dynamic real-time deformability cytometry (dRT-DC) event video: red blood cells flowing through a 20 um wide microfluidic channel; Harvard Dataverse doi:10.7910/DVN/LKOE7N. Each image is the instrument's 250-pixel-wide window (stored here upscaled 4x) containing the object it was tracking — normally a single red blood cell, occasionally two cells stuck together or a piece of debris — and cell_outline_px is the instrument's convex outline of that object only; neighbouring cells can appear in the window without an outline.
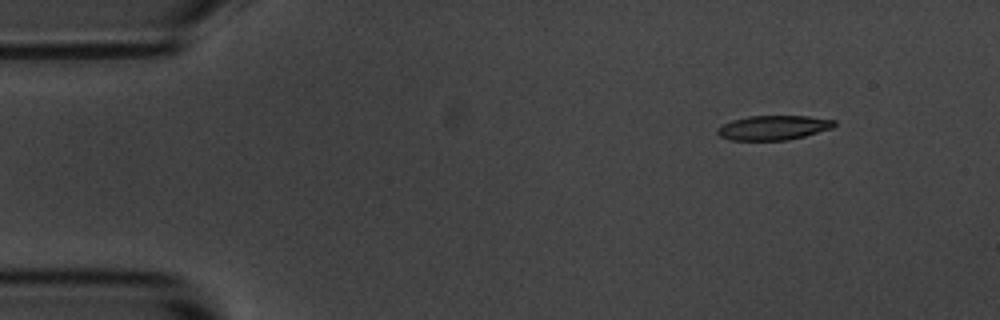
{"species": "common noctule bat (a hibernating species)", "species_latin": "Nyctalus noctula", "temperature_condition": "room temperature", "stored_images_in_passage": 5, "camera_frame_rate_fps": 3000, "um_per_image_px": 0.085, "animal": {"sex": "male", "body_mass_g": 20.1, "forearm_length_mm": 53.5}, "frame": {"image": 1, "passage_image": 2, "time_ms": 1.0, "image_size_px": [1000, 320], "cell_outline_px": [[836, 124], [832, 128], [804, 136], [788, 140], [728, 140], [720, 136], [716, 132], [716, 128], [732, 120], [748, 116], [808, 116], [836, 120]], "centroid_in_image_um": [65.72, 10.85], "position_along_channel_um": 19.3, "area_um2": 16.7}}
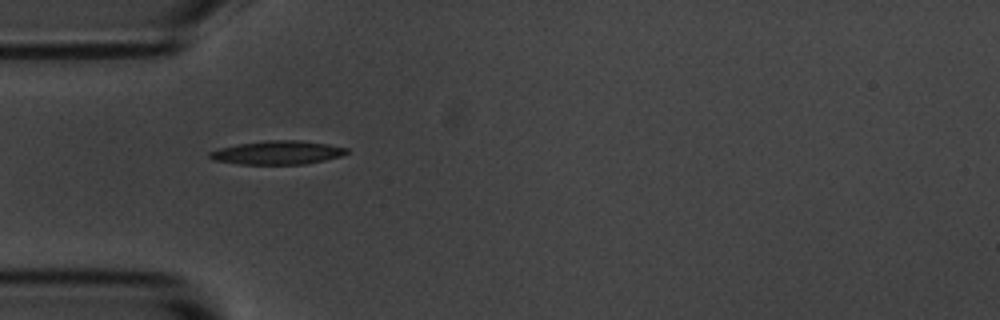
{"frame": {"image": 2, "passage_image": 5, "time_ms": 4.333, "image_size_px": [1000, 320], "cell_outline_px": [[348, 152], [340, 156], [324, 160], [304, 164], [236, 164], [212, 160], [208, 156], [208, 152], [220, 148], [236, 144], [264, 140], [300, 140], [328, 144], [348, 148]], "centroid_in_image_um": [23.54, 12.96], "position_along_channel_um": 61.5, "area_um2": 18.96}}